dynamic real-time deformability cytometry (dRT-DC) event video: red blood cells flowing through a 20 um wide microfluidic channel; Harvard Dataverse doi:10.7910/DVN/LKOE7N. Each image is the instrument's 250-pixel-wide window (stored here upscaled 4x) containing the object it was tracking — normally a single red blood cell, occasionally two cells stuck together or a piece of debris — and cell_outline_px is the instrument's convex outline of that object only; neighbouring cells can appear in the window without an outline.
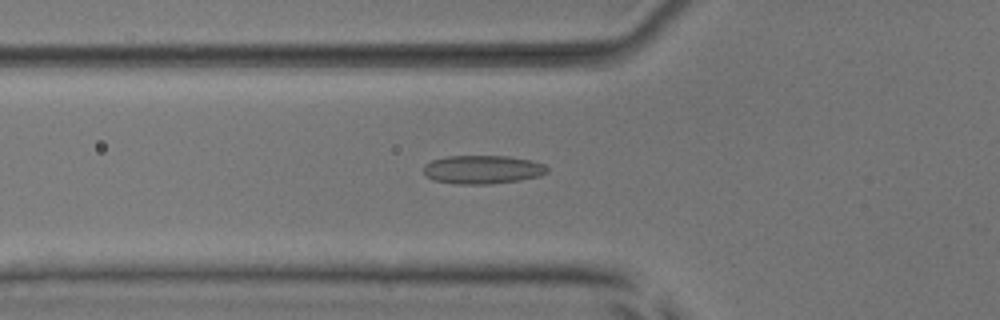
{"species": "common noctule bat (a hibernating species)", "species_latin": "Nyctalus noctula", "temperature_condition": "room temperature", "stored_images_in_passage": 49, "camera_frame_rate_fps": 3000, "um_per_image_px": 0.085, "animal": {"sex": "male", "body_mass_g": 17.9, "forearm_length_mm": 54.2}, "frame": {"image": 1, "passage_image": 20, "time_ms": 6.333, "image_size_px": [1000, 320], "cell_outline_px": [[548, 172], [540, 176], [520, 180], [492, 184], [456, 184], [432, 180], [424, 172], [424, 164], [432, 160], [444, 156], [508, 156], [532, 160], [544, 164], [548, 168]], "centroid_in_image_um": [41.03, 14.41], "position_along_channel_um": 84.8, "area_um2": 20.75}}
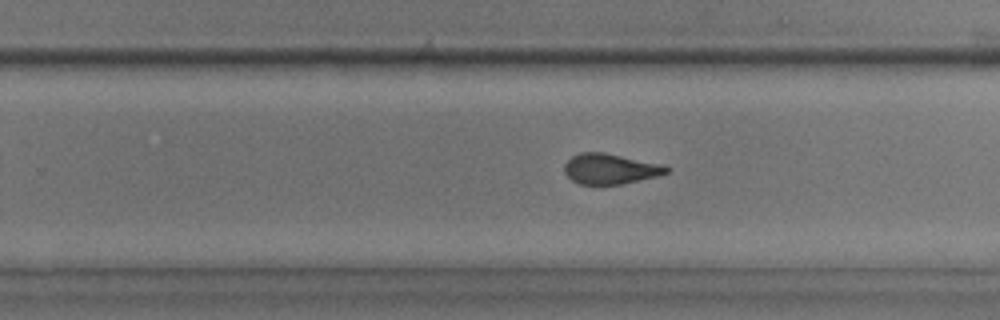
{"frame": {"image": 2, "passage_image": 35, "time_ms": 11.333, "image_size_px": [1000, 320], "cell_outline_px": [[672, 168], [668, 172], [656, 176], [620, 184], [580, 184], [572, 180], [564, 172], [564, 164], [572, 156], [580, 152], [604, 152], [664, 164]], "centroid_in_image_um": [51.88, 14.33], "position_along_channel_um": 277.9, "area_um2": 18.09}}
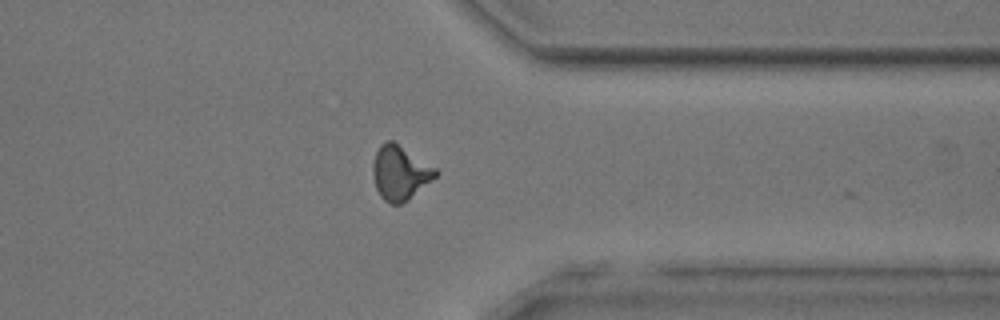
{"frame": {"image": 3, "passage_image": 43, "time_ms": 14.0, "image_size_px": [1000, 320], "cell_outline_px": [[440, 172], [432, 180], [408, 200], [400, 204], [392, 204], [384, 200], [380, 196], [376, 188], [372, 172], [372, 164], [376, 152], [380, 144], [384, 140], [392, 140], [436, 168]], "centroid_in_image_um": [33.99, 14.68], "position_along_channel_um": 377.4, "area_um2": 19.83}, "authors_computed_cell_mechanics": {"area_um2": 19.652, "velocity_mm_per_s": 3.8725, "shape_relaxation_time_tau1_ms": null, "shape_relaxation_time_tau2_ms": 1.2056, "deformation_change_tau1": null, "deformation_change_tau2": 0.0733}}